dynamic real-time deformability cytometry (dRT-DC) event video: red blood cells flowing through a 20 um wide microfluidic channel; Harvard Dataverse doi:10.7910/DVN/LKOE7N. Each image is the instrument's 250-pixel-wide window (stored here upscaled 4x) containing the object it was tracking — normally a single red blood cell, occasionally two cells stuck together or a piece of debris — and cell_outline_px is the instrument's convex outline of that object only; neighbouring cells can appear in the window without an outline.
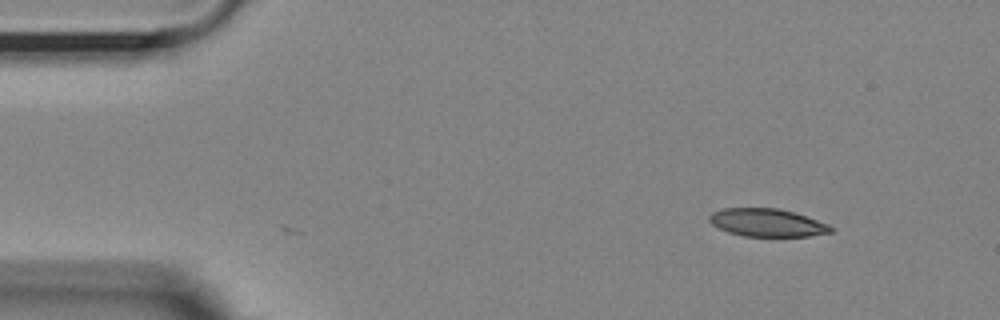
{"species": "Egyptian fruit bat (a non-hibernating species)", "species_latin": "Rousettus aegyptiacus", "temperature_condition": "room temperature", "stored_images_in_passage": 50, "camera_frame_rate_fps": 3000, "um_per_image_px": 0.085, "animal": {"sex": "female"}, "frame": {"image": 1, "passage_image": 1, "time_ms": 0.0, "image_size_px": [1000, 320], "cell_outline_px": [[832, 232], [808, 236], [744, 236], [728, 232], [712, 224], [708, 220], [708, 216], [712, 212], [720, 208], [780, 208], [828, 224], [832, 228]], "centroid_in_image_um": [65.15, 18.92], "position_along_channel_um": 19.9, "area_um2": 19.59}}
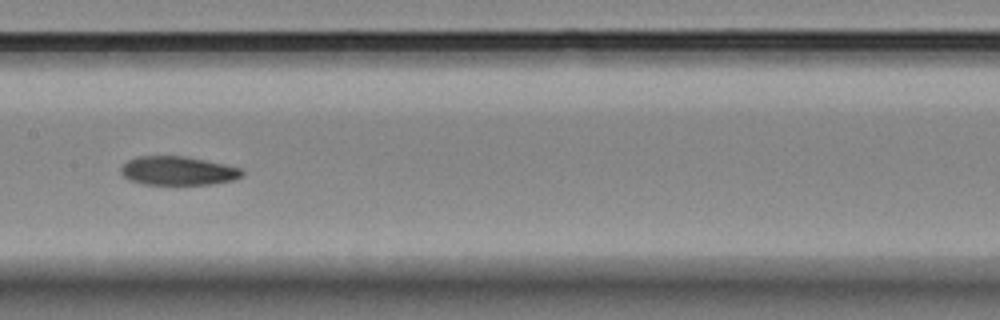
{"frame": {"image": 2, "passage_image": 22, "time_ms": 7.0, "image_size_px": [1000, 320], "cell_outline_px": [[244, 176], [232, 180], [212, 184], [144, 184], [128, 180], [120, 172], [120, 168], [128, 160], [136, 156], [184, 156], [224, 164], [240, 168], [244, 172]], "centroid_in_image_um": [15.11, 14.51], "position_along_channel_um": 192.3, "area_um2": 20.29}}
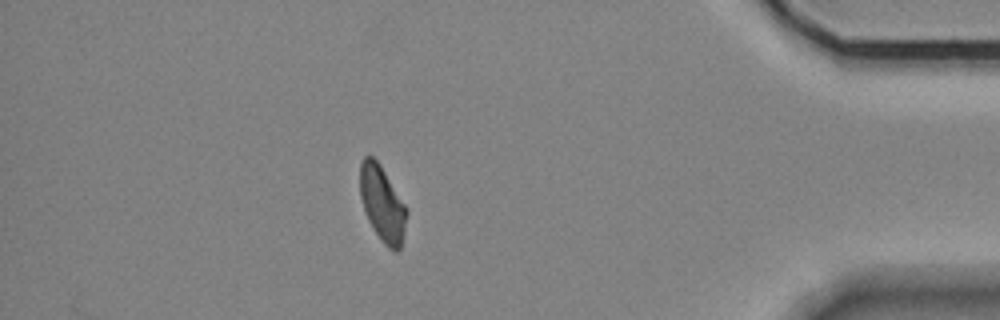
{"frame": {"image": 3, "passage_image": 43, "time_ms": 14.0, "image_size_px": [1000, 320], "cell_outline_px": [[408, 212], [404, 232], [400, 248], [396, 252], [388, 248], [380, 240], [368, 220], [360, 196], [360, 164], [364, 156], [372, 156], [380, 164], [408, 208]], "centroid_in_image_um": [32.51, 17.32], "position_along_channel_um": 402.7, "area_um2": 20.58}, "authors_computed_cell_mechanics": {"area_um2": 21.097, "velocity_mm_per_s": 3.6181, "shape_relaxation_time_tau1_ms": null, "shape_relaxation_time_tau2_ms": 7.7052, "deformation_change_tau1": null, "deformation_change_tau2": 0.1428}}